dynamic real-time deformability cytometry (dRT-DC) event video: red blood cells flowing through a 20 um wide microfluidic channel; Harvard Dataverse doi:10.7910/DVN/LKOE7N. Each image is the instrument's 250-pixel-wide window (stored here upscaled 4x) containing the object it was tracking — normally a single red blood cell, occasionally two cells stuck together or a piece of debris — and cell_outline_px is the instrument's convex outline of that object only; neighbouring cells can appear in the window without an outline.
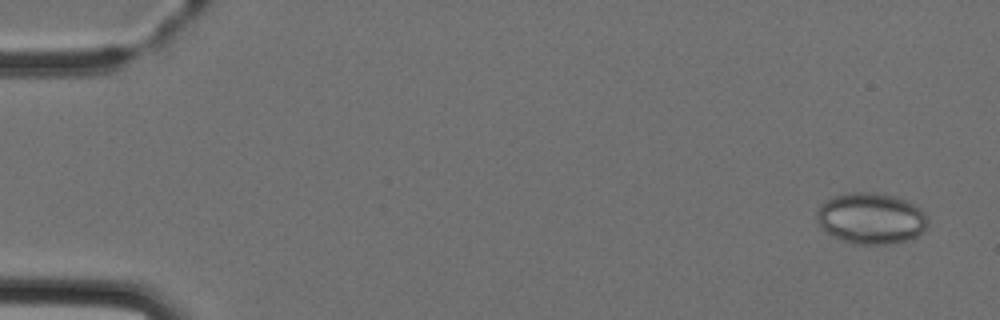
{"species": "Egyptian fruit bat (a non-hibernating species)", "species_latin": "Rousettus aegyptiacus", "temperature_condition": "cold", "stored_images_in_passage": 6, "camera_frame_rate_fps": 3000, "um_per_image_px": 0.085, "animal": {"sex": "female"}, "frame": {"image": 1, "passage_image": 1, "time_ms": 0.0, "image_size_px": [1000, 320], "cell_outline_px": [[928, 220], [924, 228], [916, 236], [908, 240], [888, 244], [856, 244], [832, 236], [820, 224], [816, 216], [816, 212], [820, 204], [832, 196], [856, 192], [876, 192], [892, 196], [904, 200], [920, 208], [928, 216]], "centroid_in_image_um": [74.03, 18.55], "position_along_channel_um": 11.0, "area_um2": 32.77}}
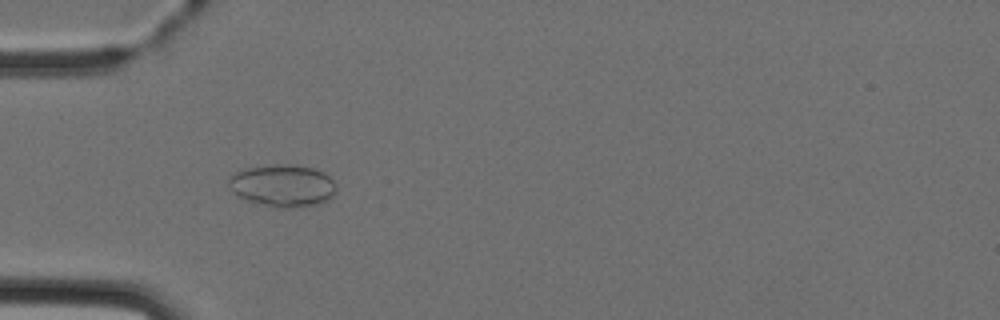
{"frame": {"image": 2, "passage_image": 5, "time_ms": 4.333, "image_size_px": [1000, 320], "cell_outline_px": [[336, 192], [328, 200], [316, 204], [292, 208], [276, 208], [248, 200], [240, 196], [232, 188], [228, 180], [236, 172], [248, 168], [276, 164], [296, 164], [312, 168], [324, 172], [336, 184]], "centroid_in_image_um": [24.09, 15.77], "position_along_channel_um": 60.9, "area_um2": 26.18}}
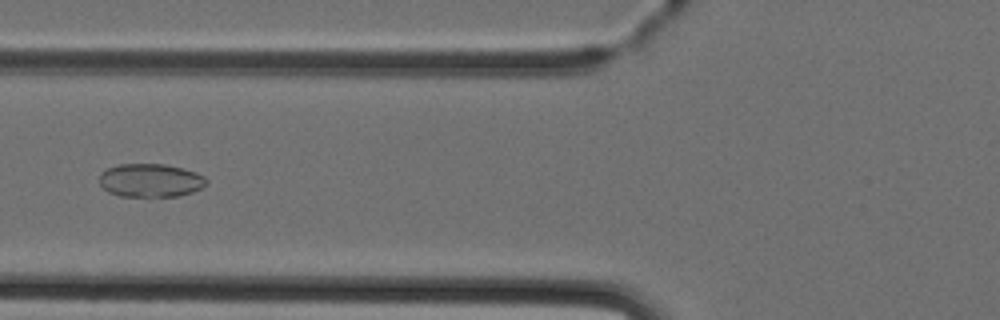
{"frame": {"image": 3, "passage_image": 6, "time_ms": 5.667, "image_size_px": [1000, 320], "cell_outline_px": [[208, 184], [192, 192], [180, 196], [120, 196], [108, 192], [100, 184], [100, 172], [108, 168], [120, 164], [164, 164], [196, 172], [204, 176], [208, 180]], "centroid_in_image_um": [12.8, 15.33], "position_along_channel_um": 113.0, "area_um2": 20.81}}